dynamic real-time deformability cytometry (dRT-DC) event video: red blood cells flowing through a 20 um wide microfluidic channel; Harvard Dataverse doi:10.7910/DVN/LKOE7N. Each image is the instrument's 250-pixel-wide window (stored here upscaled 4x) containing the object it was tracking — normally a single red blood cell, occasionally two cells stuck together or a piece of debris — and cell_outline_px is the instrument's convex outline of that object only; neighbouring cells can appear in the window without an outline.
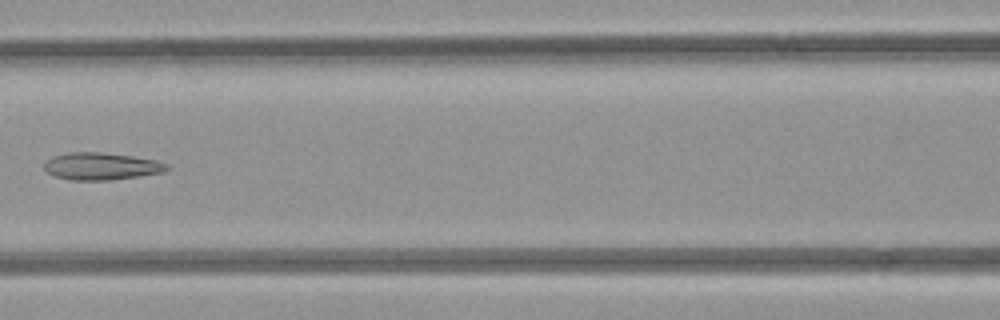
{"species": "common noctule bat (a hibernating species)", "species_latin": "Nyctalus noctula", "temperature_condition": "room temperature", "stored_images_in_passage": 3, "camera_frame_rate_fps": 3000, "um_per_image_px": 0.085, "animal": {"sex": "female", "body_mass_g": 21.9}, "frame": {"image": 1, "passage_image": 3, "time_ms": 2.333, "image_size_px": [1000, 320], "cell_outline_px": [[168, 168], [164, 172], [112, 180], [68, 180], [56, 176], [48, 172], [44, 168], [44, 160], [52, 156], [68, 152], [100, 152], [132, 156], [156, 160], [168, 164]], "centroid_in_image_um": [8.58, 14.13], "position_along_channel_um": 158.0, "area_um2": 19.54}}